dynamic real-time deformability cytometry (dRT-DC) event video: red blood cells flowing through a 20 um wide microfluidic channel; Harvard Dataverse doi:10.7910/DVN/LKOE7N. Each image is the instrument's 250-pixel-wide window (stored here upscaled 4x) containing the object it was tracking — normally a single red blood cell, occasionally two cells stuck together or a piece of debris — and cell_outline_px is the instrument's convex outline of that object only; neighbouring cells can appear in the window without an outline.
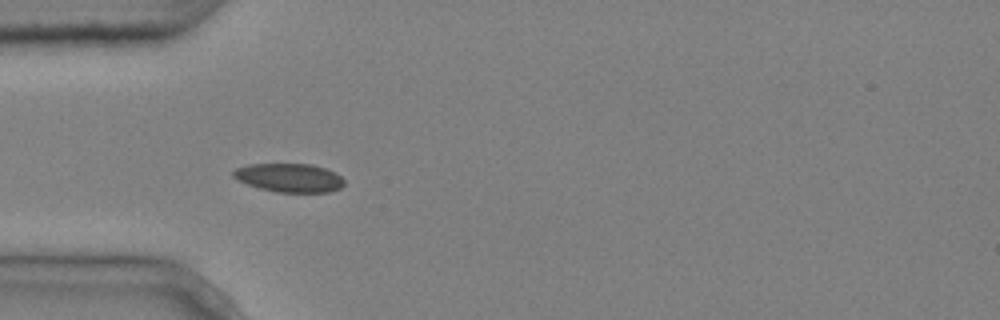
{"species": "common noctule bat (a hibernating species)", "species_latin": "Nyctalus noctula", "temperature_condition": "cold", "stored_images_in_passage": 13, "camera_frame_rate_fps": 3000, "um_per_image_px": 0.085, "animal": {"sex": "male", "body_mass_g": 20.4}, "frame": {"image": 1, "passage_image": 4, "time_ms": 1.0, "image_size_px": [1000, 320], "cell_outline_px": [[344, 184], [340, 188], [328, 192], [276, 192], [260, 188], [236, 180], [232, 176], [232, 172], [236, 168], [248, 164], [312, 164], [336, 172], [344, 180]], "centroid_in_image_um": [24.58, 15.1], "position_along_channel_um": 60.4, "area_um2": 18.55}}
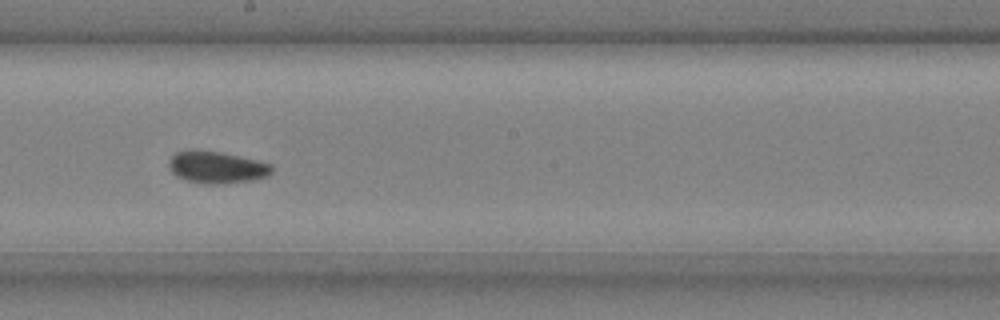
{"frame": {"image": 2, "passage_image": 8, "time_ms": 2.333, "image_size_px": [1000, 320], "cell_outline_px": [[272, 172], [268, 176], [252, 180], [216, 184], [204, 184], [188, 180], [176, 176], [172, 172], [168, 164], [168, 160], [176, 152], [192, 148], [224, 152], [272, 164]], "centroid_in_image_um": [18.4, 14.19], "position_along_channel_um": 229.8, "area_um2": 19.42}}
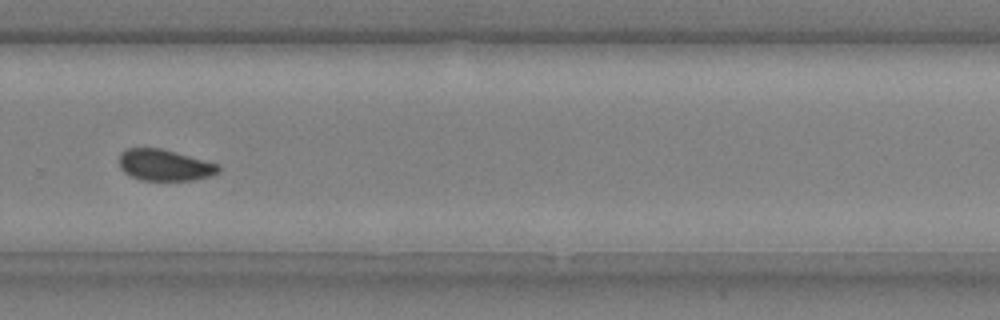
{"frame": {"image": 3, "passage_image": 10, "time_ms": 3.0, "image_size_px": [1000, 320], "cell_outline_px": [[220, 172], [212, 176], [192, 180], [140, 180], [124, 172], [120, 168], [120, 152], [128, 148], [160, 148], [176, 152], [220, 164]], "centroid_in_image_um": [14.02, 14.03], "position_along_channel_um": 315.8, "area_um2": 18.21}}